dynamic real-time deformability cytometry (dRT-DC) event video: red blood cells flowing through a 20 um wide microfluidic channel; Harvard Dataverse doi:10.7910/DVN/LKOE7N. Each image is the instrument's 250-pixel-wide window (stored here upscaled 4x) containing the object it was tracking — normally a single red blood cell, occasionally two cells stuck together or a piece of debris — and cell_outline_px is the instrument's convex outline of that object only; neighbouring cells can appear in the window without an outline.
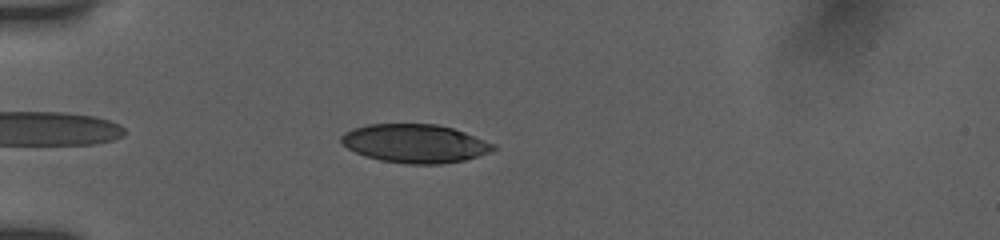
{"species": "human", "species_latin": "Homo sapiens", "temperature_condition": "room temperature", "stored_images_in_passage": 34, "camera_frame_rate_fps": 3000, "um_per_image_px": 0.085, "donor": {"sex": "female"}, "frame": {"image": 1, "passage_image": 5, "time_ms": 1.333, "image_size_px": [1000, 240], "cell_outline_px": [[496, 148], [492, 152], [464, 160], [440, 164], [408, 164], [380, 160], [364, 156], [348, 148], [340, 140], [340, 136], [344, 132], [352, 128], [368, 124], [436, 124], [452, 128], [464, 132], [496, 144]], "centroid_in_image_um": [35.27, 12.19], "position_along_channel_um": 49.7, "area_um2": 34.22}}
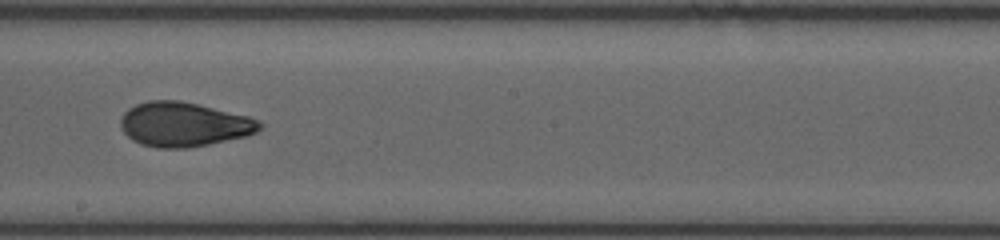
{"frame": {"image": 2, "passage_image": 19, "time_ms": 6.667, "image_size_px": [1000, 240], "cell_outline_px": [[264, 124], [256, 132], [248, 136], [208, 144], [184, 148], [156, 148], [140, 144], [132, 140], [120, 128], [120, 120], [124, 112], [128, 108], [136, 104], [148, 100], [180, 100], [248, 116], [260, 120]], "centroid_in_image_um": [15.61, 10.57], "position_along_channel_um": 232.6, "area_um2": 36.13}}
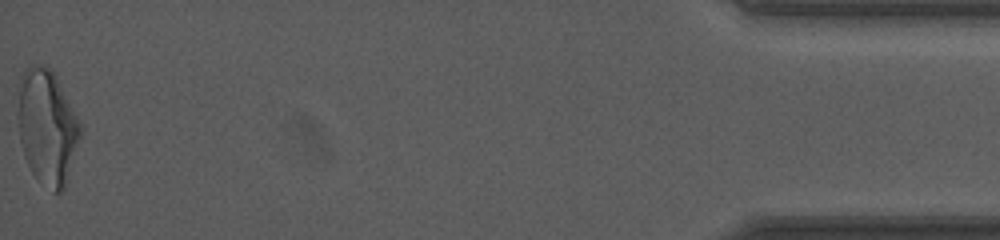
{"frame": {"image": 3, "passage_image": 34, "time_ms": 14.0, "image_size_px": [1000, 240], "cell_outline_px": [[84, 128], [64, 188], [60, 192], [56, 192], [36, 176], [32, 172], [24, 156], [20, 140], [20, 76], [24, 68], [28, 64], [40, 64], [48, 68], [56, 76], [80, 120]], "centroid_in_image_um": [4.05, 10.74], "position_along_channel_um": 431.1, "area_um2": 41.15}, "authors_computed_cell_mechanics": {"area_um2": 35.6337, "velocity_mm_per_s": 3.8785, "shape_relaxation_time_tau1_ms": 5.333, "shape_relaxation_time_tau2_ms": 1.9788, "deformation_change_tau1": 0.1579, "deformation_change_tau2": 0.0734}}